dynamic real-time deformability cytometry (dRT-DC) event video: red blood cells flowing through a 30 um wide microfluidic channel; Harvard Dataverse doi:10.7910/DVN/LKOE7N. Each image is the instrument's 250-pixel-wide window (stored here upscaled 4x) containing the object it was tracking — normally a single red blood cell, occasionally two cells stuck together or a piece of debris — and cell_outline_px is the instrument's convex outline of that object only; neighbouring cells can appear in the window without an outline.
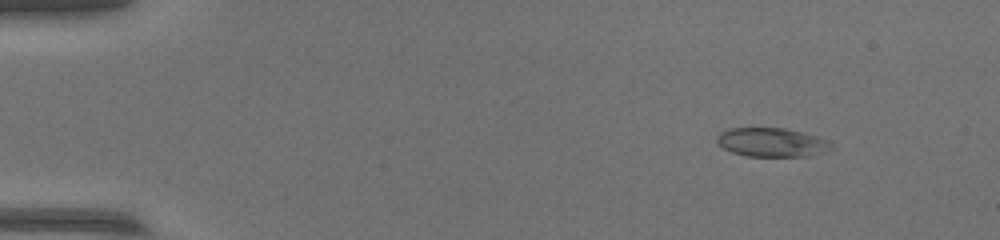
{"species": "common noctule bat (a hibernating species)", "species_latin": "Nyctalus noctula", "temperature_condition": "warm", "stored_images_in_passage": 54, "camera_frame_rate_fps": 3000, "um_per_image_px": 0.085, "animal": {"sex": "female", "body_mass_g": 17.0, "forearm_length_mm": 48.0}, "frame": {"image": 1, "passage_image": 7, "time_ms": 2.0, "image_size_px": [1000, 240], "cell_outline_px": [[832, 148], [824, 152], [808, 156], [748, 156], [732, 152], [716, 144], [716, 136], [720, 132], [728, 128], [784, 128], [816, 136], [828, 140], [832, 144]], "centroid_in_image_um": [65.56, 12.1], "position_along_channel_um": 19.4, "area_um2": 19.25}}
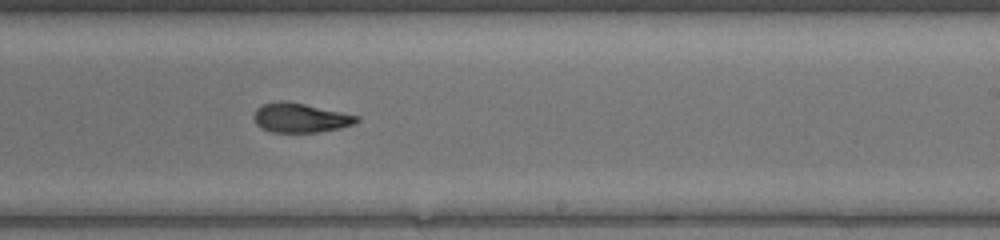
{"frame": {"image": 2, "passage_image": 34, "time_ms": 11.0, "image_size_px": [1000, 240], "cell_outline_px": [[360, 120], [356, 124], [340, 128], [316, 132], [272, 132], [260, 128], [256, 124], [252, 116], [256, 108], [260, 104], [276, 100], [288, 100], [360, 116]], "centroid_in_image_um": [25.5, 9.99], "position_along_channel_um": 263.5, "area_um2": 18.03}}
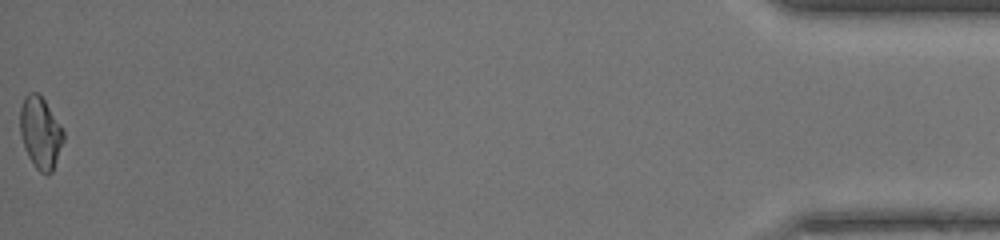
{"frame": {"image": 3, "passage_image": 54, "time_ms": 17.667, "image_size_px": [1000, 240], "cell_outline_px": [[64, 140], [52, 172], [48, 176], [40, 172], [36, 168], [28, 156], [24, 148], [20, 132], [20, 108], [24, 96], [28, 92], [36, 92], [44, 100], [60, 124], [64, 132]], "centroid_in_image_um": [3.43, 11.29], "position_along_channel_um": 431.8, "area_um2": 18.15}}